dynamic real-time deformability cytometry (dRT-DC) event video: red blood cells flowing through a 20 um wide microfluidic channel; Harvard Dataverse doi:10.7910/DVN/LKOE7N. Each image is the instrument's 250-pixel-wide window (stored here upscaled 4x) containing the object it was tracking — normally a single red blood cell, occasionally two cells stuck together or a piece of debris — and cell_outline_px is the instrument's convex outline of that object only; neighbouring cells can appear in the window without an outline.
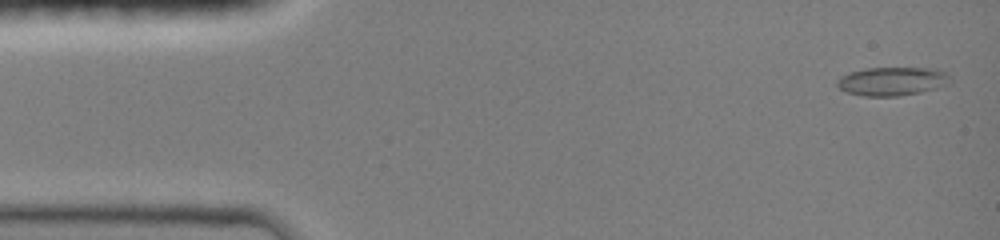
{"species": "common noctule bat (a hibernating species)", "species_latin": "Nyctalus noctula", "temperature_condition": "room temperature", "stored_images_in_passage": 48, "camera_frame_rate_fps": 3000, "um_per_image_px": 0.085, "animal": {"sex": "female", "body_mass_g": 19.0, "forearm_length_mm": 51.5}, "frame": {"image": 1, "passage_image": 2, "time_ms": 0.333, "image_size_px": [1000, 240], "cell_outline_px": [[948, 76], [936, 88], [920, 92], [900, 96], [864, 96], [848, 92], [840, 88], [836, 84], [836, 80], [840, 76], [848, 72], [868, 68], [936, 68], [948, 72]], "centroid_in_image_um": [75.74, 6.9], "position_along_channel_um": 9.3, "area_um2": 18.5}}
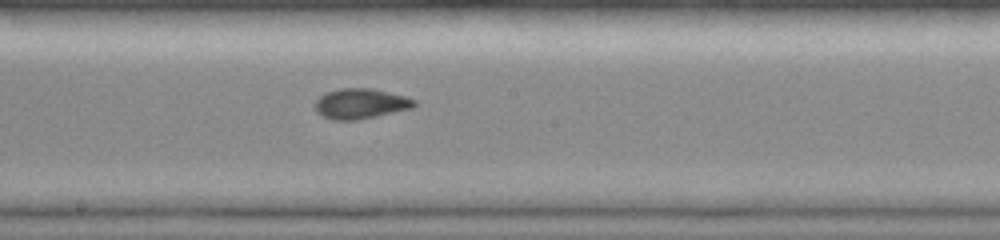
{"frame": {"image": 2, "passage_image": 30, "time_ms": 8.0, "image_size_px": [1000, 240], "cell_outline_px": [[416, 104], [412, 108], [376, 116], [356, 120], [332, 120], [316, 112], [316, 100], [324, 92], [340, 88], [372, 88], [404, 96], [416, 100]], "centroid_in_image_um": [30.63, 8.8], "position_along_channel_um": 217.6, "area_um2": 17.4}}
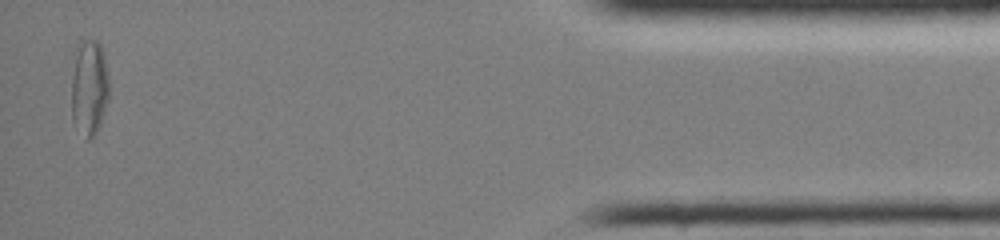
{"frame": {"image": 3, "passage_image": 48, "time_ms": 14.667, "image_size_px": [1000, 240], "cell_outline_px": [[108, 100], [100, 124], [96, 132], [88, 140], [72, 120], [72, 76], [76, 48], [80, 40], [96, 40], [100, 44], [104, 56], [108, 72]], "centroid_in_image_um": [7.58, 7.4], "position_along_channel_um": 427.6, "area_um2": 20.87}, "authors_computed_cell_mechanics": {"area_um2": 17.4556, "velocity_mm_per_s": 4.149, "shape_relaxation_time_tau1_ms": 10.0086, "shape_relaxation_time_tau2_ms": 1.7326, "deformation_change_tau1": 0.2367, "deformation_change_tau2": 0.0644}}